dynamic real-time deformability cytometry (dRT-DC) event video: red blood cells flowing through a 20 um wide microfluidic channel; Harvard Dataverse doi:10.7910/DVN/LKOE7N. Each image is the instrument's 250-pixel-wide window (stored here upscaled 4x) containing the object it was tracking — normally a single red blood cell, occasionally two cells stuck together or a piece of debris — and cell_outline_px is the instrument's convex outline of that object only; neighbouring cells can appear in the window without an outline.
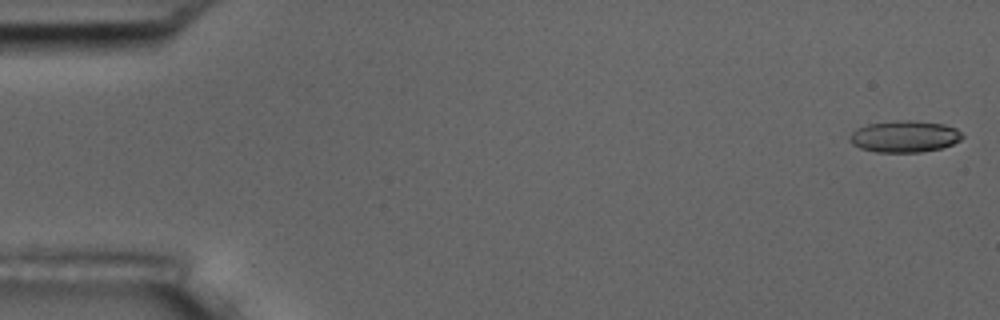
{"species": "common noctule bat (a hibernating species)", "species_latin": "Nyctalus noctula", "temperature_condition": "room temperature", "stored_images_in_passage": 4, "camera_frame_rate_fps": 3000, "um_per_image_px": 0.085, "animal": {"sex": "male", "body_mass_g": 17.5, "forearm_length_mm": 52.3}, "frame": {"image": 1, "passage_image": 1, "time_ms": 0.0, "image_size_px": [1000, 320], "cell_outline_px": [[964, 136], [960, 140], [952, 144], [940, 148], [920, 152], [876, 152], [860, 148], [852, 144], [848, 140], [848, 136], [856, 128], [868, 124], [896, 120], [916, 120], [944, 124], [956, 128]], "centroid_in_image_um": [76.86, 11.59], "position_along_channel_um": 8.1, "area_um2": 20.92}}